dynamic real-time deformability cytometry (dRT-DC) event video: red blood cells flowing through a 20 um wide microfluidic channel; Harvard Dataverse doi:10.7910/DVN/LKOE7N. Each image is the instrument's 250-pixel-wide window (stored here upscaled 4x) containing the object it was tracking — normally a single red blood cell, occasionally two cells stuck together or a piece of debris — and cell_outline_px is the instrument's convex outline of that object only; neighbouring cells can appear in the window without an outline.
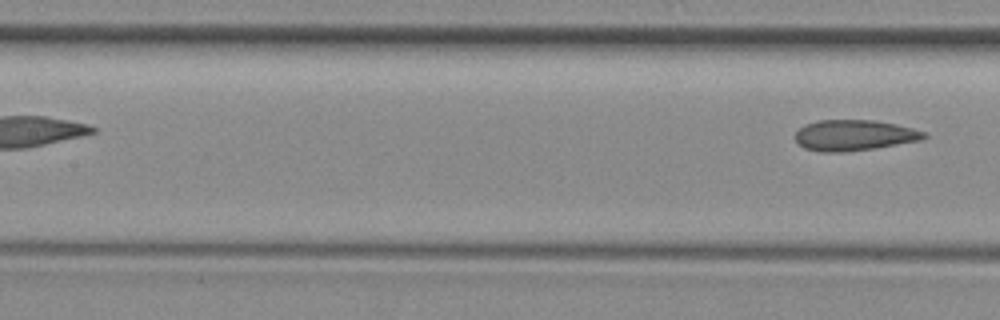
{"species": "common noctule bat (a hibernating species)", "species_latin": "Nyctalus noctula", "temperature_condition": "room temperature", "stored_images_in_passage": 5, "segment_of_instrument_passage": [2, 2], "camera_frame_rate_fps": 3000, "um_per_image_px": 0.085, "animal": {"sex": "female", "body_mass_g": 29.2, "forearm_length_mm": 56.3}, "frame": {"image": 1, "passage_image": 5, "time_ms": 4.667, "image_size_px": [1000, 320], "cell_outline_px": [[928, 136], [920, 140], [876, 148], [844, 152], [820, 152], [804, 148], [796, 140], [796, 132], [804, 124], [820, 120], [876, 120], [896, 124], [928, 132]], "centroid_in_image_um": [72.63, 11.49], "position_along_channel_um": 134.8, "area_um2": 23.18}}